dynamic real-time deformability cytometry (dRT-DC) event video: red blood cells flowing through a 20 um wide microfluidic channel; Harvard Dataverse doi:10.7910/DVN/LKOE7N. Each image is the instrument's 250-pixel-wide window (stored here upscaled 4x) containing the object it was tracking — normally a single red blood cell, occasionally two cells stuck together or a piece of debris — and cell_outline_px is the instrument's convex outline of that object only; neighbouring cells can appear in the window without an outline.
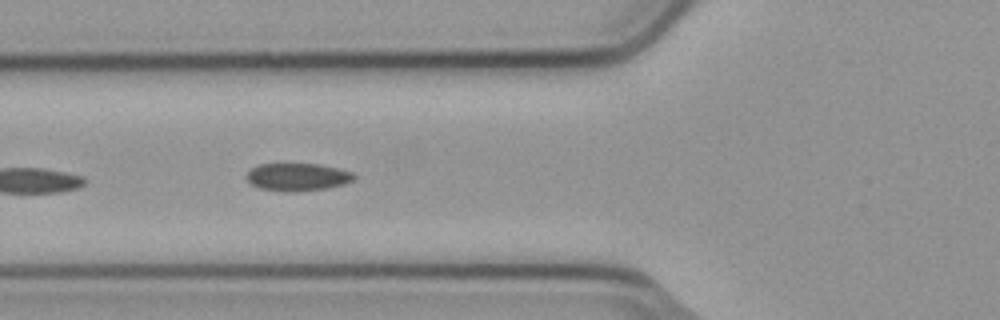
{"species": "common noctule bat (a hibernating species)", "species_latin": "Nyctalus noctula", "temperature_condition": "cold", "stored_images_in_passage": 8, "camera_frame_rate_fps": 3000, "um_per_image_px": 0.085, "animal": {"sex": "male", "body_mass_g": 23.1, "forearm_length_mm": 52.7}, "frame": {"image": 1, "passage_image": 5, "time_ms": 1.333, "image_size_px": [1000, 320], "cell_outline_px": [[356, 176], [352, 180], [344, 184], [324, 188], [296, 192], [284, 192], [260, 188], [252, 184], [244, 176], [252, 168], [260, 164], [316, 164], [336, 168], [352, 172]], "centroid_in_image_um": [25.26, 15.05], "position_along_channel_um": 100.5, "area_um2": 17.17}}
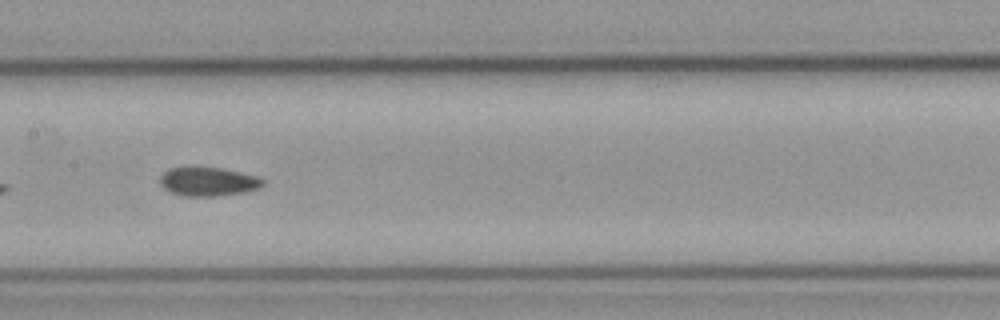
{"frame": {"image": 2, "passage_image": 7, "time_ms": 2.0, "image_size_px": [1000, 320], "cell_outline_px": [[264, 184], [260, 188], [244, 192], [216, 196], [184, 196], [172, 192], [164, 188], [160, 184], [160, 176], [168, 168], [192, 164], [220, 168], [256, 176], [264, 180]], "centroid_in_image_um": [17.64, 15.39], "position_along_channel_um": 189.8, "area_um2": 17.74}}
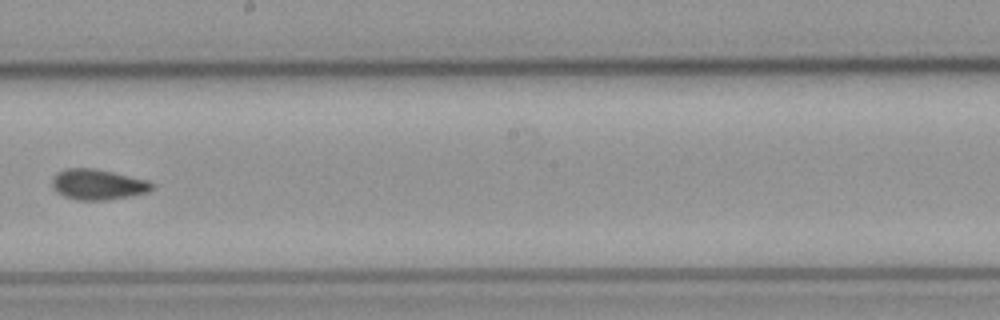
{"frame": {"image": 3, "passage_image": 8, "time_ms": 2.333, "image_size_px": [1000, 320], "cell_outline_px": [[152, 188], [148, 192], [128, 196], [104, 200], [76, 200], [64, 196], [56, 192], [52, 184], [52, 180], [60, 172], [68, 168], [92, 168], [112, 172], [148, 180], [152, 184]], "centroid_in_image_um": [8.31, 15.69], "position_along_channel_um": 239.9, "area_um2": 17.4}}